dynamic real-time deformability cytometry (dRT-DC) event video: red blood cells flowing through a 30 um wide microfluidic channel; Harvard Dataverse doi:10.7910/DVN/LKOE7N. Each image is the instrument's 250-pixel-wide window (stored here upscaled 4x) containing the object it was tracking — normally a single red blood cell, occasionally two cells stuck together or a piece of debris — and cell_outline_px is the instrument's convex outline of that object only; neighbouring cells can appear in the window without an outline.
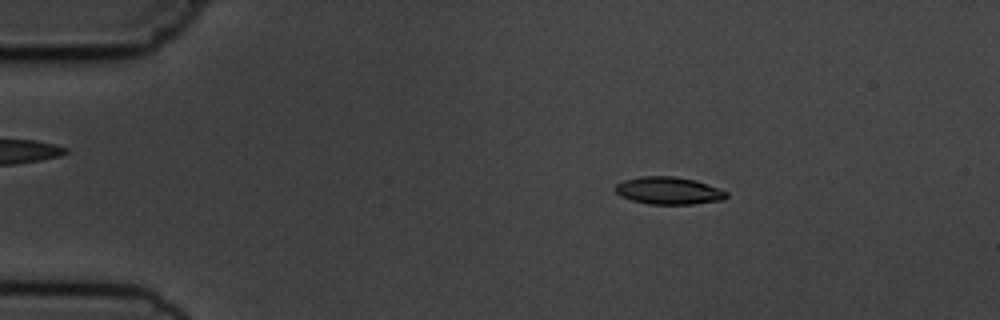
{"species": "common noctule bat (a hibernating species)", "species_latin": "Nyctalus noctula", "temperature_condition": "cold", "stored_images_in_passage": 4, "camera_frame_rate_fps": 3000, "um_per_image_px": 0.085, "animal": {"sex": "male", "body_mass_g": 19.5, "forearm_length_mm": 54.6}, "frame": {"image": 1, "passage_image": 2, "time_ms": 1.333, "image_size_px": [1000, 320], "cell_outline_px": [[728, 196], [724, 200], [692, 204], [648, 204], [632, 200], [620, 196], [612, 188], [616, 184], [624, 180], [640, 176], [676, 176], [696, 180], [708, 184], [728, 192]], "centroid_in_image_um": [56.83, 16.2], "position_along_channel_um": 28.2, "area_um2": 17.98}}
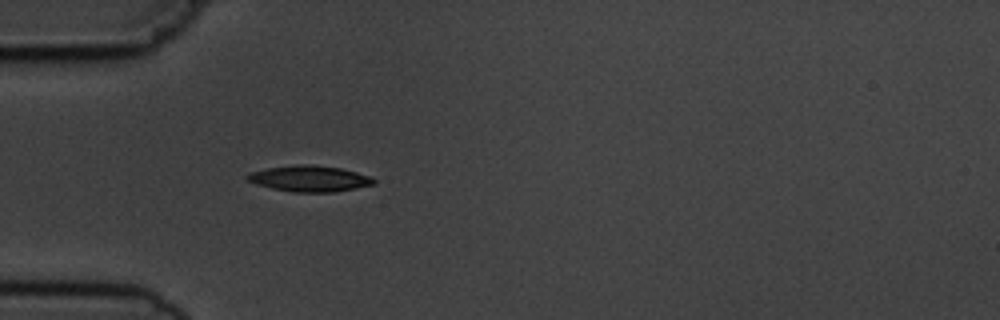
{"frame": {"image": 2, "passage_image": 4, "time_ms": 3.667, "image_size_px": [1000, 320], "cell_outline_px": [[376, 184], [356, 188], [332, 192], [292, 192], [272, 188], [256, 184], [248, 180], [244, 176], [248, 172], [268, 168], [300, 164], [308, 164], [340, 168], [372, 176], [376, 180]], "centroid_in_image_um": [26.32, 15.18], "position_along_channel_um": 58.7, "area_um2": 19.19}}